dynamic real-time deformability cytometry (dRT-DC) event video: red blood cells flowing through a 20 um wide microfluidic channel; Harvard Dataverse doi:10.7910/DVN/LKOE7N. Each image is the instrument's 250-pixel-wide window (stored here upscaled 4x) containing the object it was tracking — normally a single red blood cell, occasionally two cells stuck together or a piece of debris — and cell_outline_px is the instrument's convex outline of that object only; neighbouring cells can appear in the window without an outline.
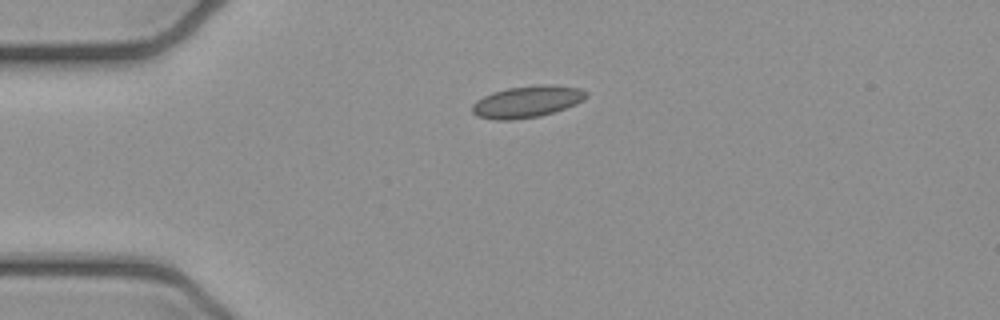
{"species": "common noctule bat (a hibernating species)", "species_latin": "Nyctalus noctula", "temperature_condition": "cold", "stored_images_in_passage": 1, "camera_frame_rate_fps": 3000, "um_per_image_px": 0.085, "animal": {"sex": "female", "body_mass_g": 21.9}, "frame": {"image": 1, "passage_image": 1, "time_ms": 0.0, "image_size_px": [1000, 320], "cell_outline_px": [[588, 96], [584, 100], [576, 104], [540, 116], [512, 120], [496, 120], [476, 116], [472, 112], [472, 104], [476, 100], [492, 92], [508, 88], [540, 84], [552, 84], [580, 88], [588, 92]], "centroid_in_image_um": [44.8, 8.63], "position_along_channel_um": 40.2, "area_um2": 21.21}}